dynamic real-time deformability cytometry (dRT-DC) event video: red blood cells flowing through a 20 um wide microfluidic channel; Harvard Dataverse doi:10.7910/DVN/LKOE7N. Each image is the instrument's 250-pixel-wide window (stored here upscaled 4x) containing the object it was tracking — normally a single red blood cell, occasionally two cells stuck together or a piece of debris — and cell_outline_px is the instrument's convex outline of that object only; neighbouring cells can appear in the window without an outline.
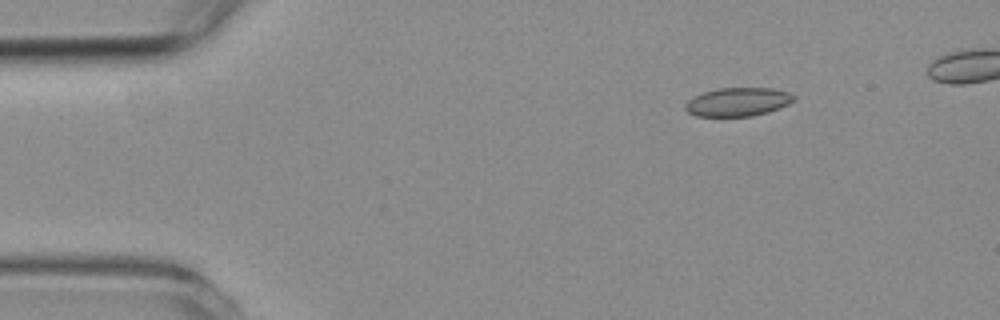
{"species": "common noctule bat (a hibernating species)", "species_latin": "Nyctalus noctula", "temperature_condition": "room temperature", "stored_images_in_passage": 45, "camera_frame_rate_fps": 3000, "um_per_image_px": 0.085, "animal": {"sex": "female", "body_mass_g": 19.3, "forearm_length_mm": 54.1}, "frame": {"image": 1, "passage_image": 2, "time_ms": 0.333, "image_size_px": [1000, 320], "cell_outline_px": [[796, 100], [780, 108], [768, 112], [752, 116], [696, 116], [688, 112], [684, 108], [684, 104], [688, 100], [704, 92], [720, 88], [772, 88], [788, 92], [796, 96]], "centroid_in_image_um": [62.74, 8.66], "position_along_channel_um": 22.3, "area_um2": 18.09}}
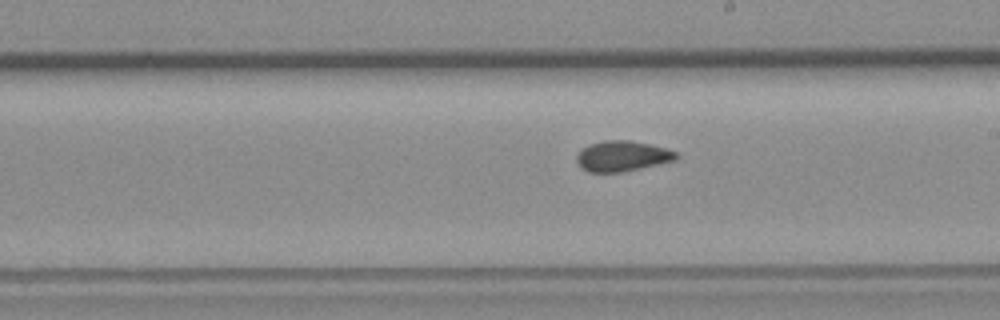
{"frame": {"image": 2, "passage_image": 25, "time_ms": 8.0, "image_size_px": [1000, 320], "cell_outline_px": [[680, 156], [676, 160], [640, 168], [620, 172], [588, 172], [580, 168], [576, 160], [576, 156], [588, 144], [604, 140], [632, 140], [664, 148], [676, 152]], "centroid_in_image_um": [52.87, 13.27], "position_along_channel_um": 236.1, "area_um2": 17.63}}
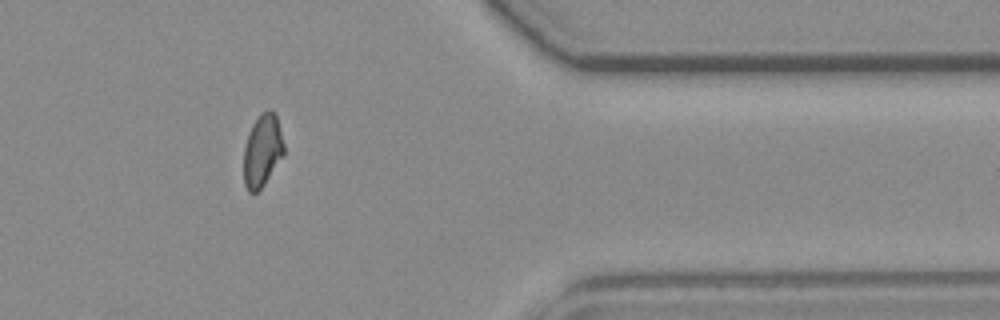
{"frame": {"image": 3, "passage_image": 39, "time_ms": 12.667, "image_size_px": [1000, 320], "cell_outline_px": [[284, 156], [264, 184], [256, 192], [248, 192], [244, 184], [244, 148], [248, 132], [252, 124], [264, 112], [276, 112], [284, 144]], "centroid_in_image_um": [22.31, 12.82], "position_along_channel_um": 389.1, "area_um2": 16.88}, "authors_computed_cell_mechanics": {"area_um2": 17.6868, "velocity_mm_per_s": 3.7752, "shape_relaxation_time_tau1_ms": null, "shape_relaxation_time_tau2_ms": 1.6395, "deformation_change_tau1": null, "deformation_change_tau2": 0.0764}}